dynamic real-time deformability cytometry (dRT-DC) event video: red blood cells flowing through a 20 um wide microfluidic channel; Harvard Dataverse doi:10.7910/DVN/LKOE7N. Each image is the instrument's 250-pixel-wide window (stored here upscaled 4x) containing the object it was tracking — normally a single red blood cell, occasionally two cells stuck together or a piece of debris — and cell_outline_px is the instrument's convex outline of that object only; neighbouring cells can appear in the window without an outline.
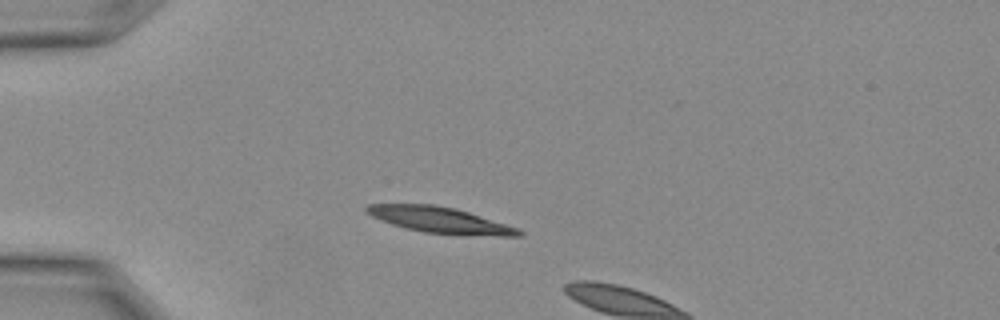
{"species": "Egyptian fruit bat (a non-hibernating species)", "species_latin": "Rousettus aegyptiacus", "temperature_condition": "warm", "stored_images_in_passage": 10, "camera_frame_rate_fps": 3000, "um_per_image_px": 0.085, "animal": {"sex": "female"}, "frame": {"image": 1, "passage_image": 6, "time_ms": 1.667, "image_size_px": [1000, 320], "cell_outline_px": [[524, 232], [520, 236], [500, 236], [424, 232], [392, 224], [380, 220], [372, 216], [364, 208], [368, 204], [432, 204], [456, 208], [520, 228]], "centroid_in_image_um": [37.44, 18.69], "position_along_channel_um": 47.6, "area_um2": 22.72}}
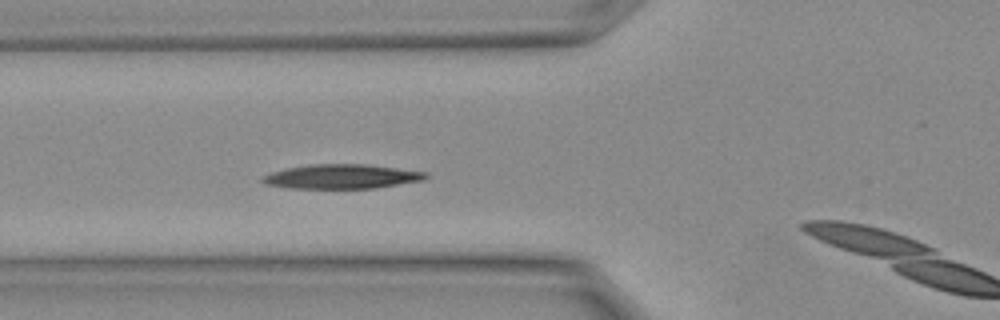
{"frame": {"image": 2, "passage_image": 9, "time_ms": 2.667, "image_size_px": [1000, 320], "cell_outline_px": [[428, 176], [424, 180], [372, 188], [288, 188], [264, 184], [260, 180], [264, 176], [272, 172], [288, 168], [312, 164], [368, 164], [428, 172]], "centroid_in_image_um": [29.05, 15.0], "position_along_channel_um": 96.7, "area_um2": 23.06}}